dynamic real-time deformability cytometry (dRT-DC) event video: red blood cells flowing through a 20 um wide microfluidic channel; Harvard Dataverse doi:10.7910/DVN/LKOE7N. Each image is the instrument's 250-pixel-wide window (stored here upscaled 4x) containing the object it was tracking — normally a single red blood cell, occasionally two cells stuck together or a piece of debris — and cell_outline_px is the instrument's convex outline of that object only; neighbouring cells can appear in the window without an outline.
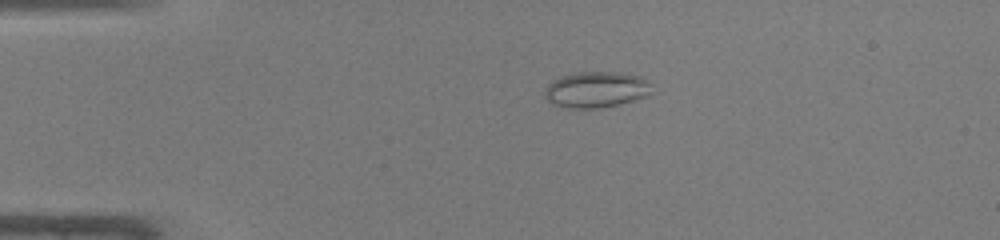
{"species": "common noctule bat (a hibernating species)", "species_latin": "Nyctalus noctula", "temperature_condition": "warm", "stored_images_in_passage": 38, "camera_frame_rate_fps": 3000, "um_per_image_px": 0.085, "animal": {"sex": "male", "body_mass_g": 19.0, "forearm_length_mm": 50.8}, "frame": {"image": 1, "passage_image": 1, "time_ms": 0.0, "image_size_px": [1000, 240], "cell_outline_px": [[648, 92], [644, 96], [632, 100], [600, 108], [564, 108], [552, 104], [544, 96], [544, 92], [548, 84], [552, 80], [560, 76], [576, 72], [624, 72], [640, 76], [648, 84]], "centroid_in_image_um": [50.56, 7.61], "position_along_channel_um": 34.4, "area_um2": 22.2}}
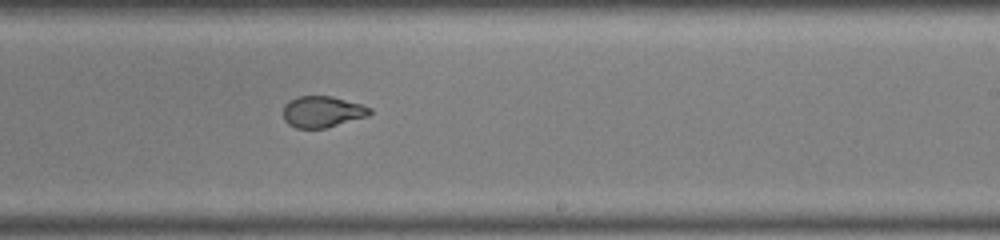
{"frame": {"image": 2, "passage_image": 20, "time_ms": 6.333, "image_size_px": [1000, 240], "cell_outline_px": [[372, 112], [368, 116], [324, 128], [296, 128], [288, 124], [284, 120], [284, 104], [288, 100], [296, 96], [332, 96], [360, 104], [372, 108]], "centroid_in_image_um": [27.38, 9.49], "position_along_channel_um": 261.6, "area_um2": 15.78}}
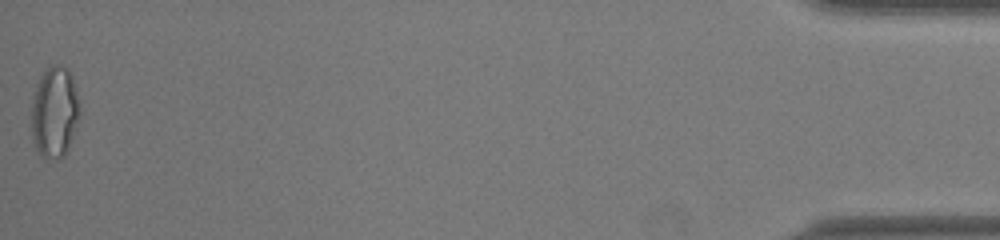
{"frame": {"image": 3, "passage_image": 38, "time_ms": 12.333, "image_size_px": [1000, 240], "cell_outline_px": [[80, 112], [76, 128], [68, 148], [64, 156], [44, 156], [36, 148], [32, 136], [32, 96], [40, 76], [44, 68], [52, 64], [60, 64], [68, 68], [72, 76], [76, 92]], "centroid_in_image_um": [4.64, 9.44], "position_along_channel_um": 430.6, "area_um2": 25.43}}